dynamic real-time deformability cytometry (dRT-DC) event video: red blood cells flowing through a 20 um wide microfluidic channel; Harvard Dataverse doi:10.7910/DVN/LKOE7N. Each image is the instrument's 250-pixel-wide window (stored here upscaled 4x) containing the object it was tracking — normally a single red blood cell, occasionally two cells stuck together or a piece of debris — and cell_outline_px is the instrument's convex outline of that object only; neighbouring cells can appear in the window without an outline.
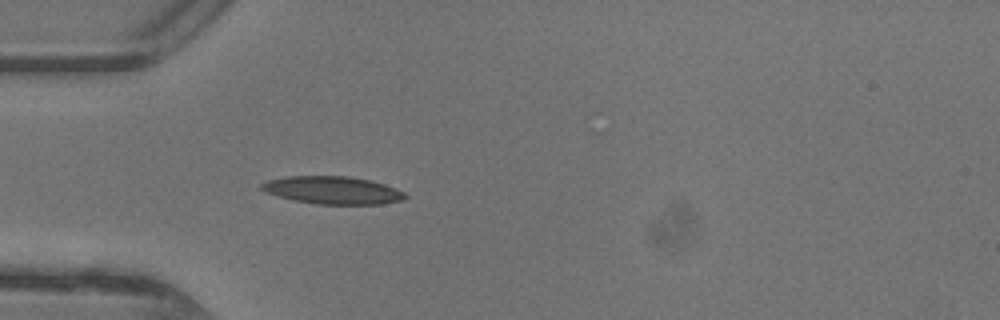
{"species": "common noctule bat (a hibernating species)", "species_latin": "Nyctalus noctula", "temperature_condition": "warm", "stored_images_in_passage": 34, "camera_frame_rate_fps": 3000, "um_per_image_px": 0.085, "animal": {"sex": "female"}, "frame": {"image": 1, "passage_image": 4, "time_ms": 1.0, "image_size_px": [1000, 320], "cell_outline_px": [[408, 196], [404, 200], [380, 204], [316, 204], [292, 200], [264, 192], [260, 188], [260, 184], [268, 180], [288, 176], [348, 176], [368, 180], [384, 184], [404, 192]], "centroid_in_image_um": [28.25, 16.17], "position_along_channel_um": 56.8, "area_um2": 23.18}}
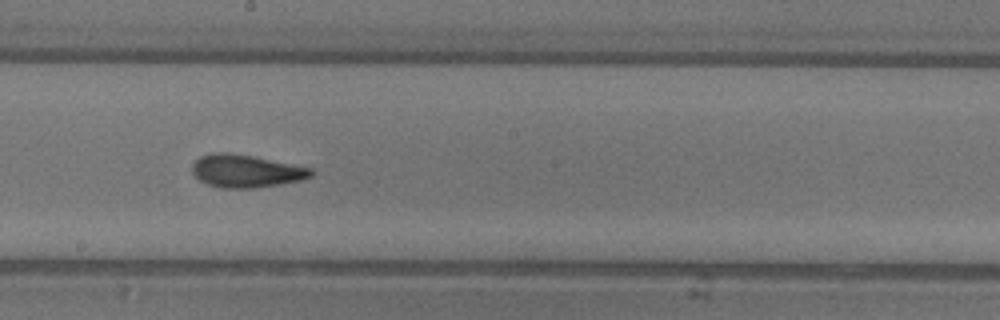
{"frame": {"image": 2, "passage_image": 16, "time_ms": 5.0, "image_size_px": [1000, 320], "cell_outline_px": [[316, 172], [312, 176], [300, 180], [252, 188], [220, 188], [208, 184], [200, 180], [192, 172], [192, 164], [200, 156], [212, 152], [228, 152], [252, 156], [312, 168]], "centroid_in_image_um": [20.89, 14.53], "position_along_channel_um": 227.3, "area_um2": 22.54}}
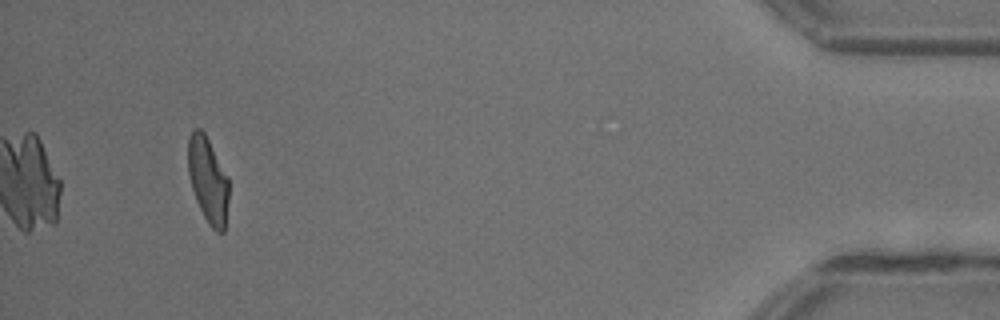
{"frame": {"image": 3, "passage_image": 34, "time_ms": 11.0, "image_size_px": [1000, 320], "cell_outline_px": [[228, 200], [224, 232], [216, 232], [208, 224], [196, 200], [192, 188], [188, 172], [188, 136], [192, 128], [200, 128], [204, 132], [228, 176]], "centroid_in_image_um": [17.67, 15.28], "position_along_channel_um": 417.5, "area_um2": 20.35}, "authors_computed_cell_mechanics": {"area_um2": 22.4264, "velocity_mm_per_s": 4.404, "shape_relaxation_time_tau1_ms": 5.8315, "shape_relaxation_time_tau2_ms": 1.0934, "deformation_change_tau1": 0.2231, "deformation_change_tau2": 0.0906}}